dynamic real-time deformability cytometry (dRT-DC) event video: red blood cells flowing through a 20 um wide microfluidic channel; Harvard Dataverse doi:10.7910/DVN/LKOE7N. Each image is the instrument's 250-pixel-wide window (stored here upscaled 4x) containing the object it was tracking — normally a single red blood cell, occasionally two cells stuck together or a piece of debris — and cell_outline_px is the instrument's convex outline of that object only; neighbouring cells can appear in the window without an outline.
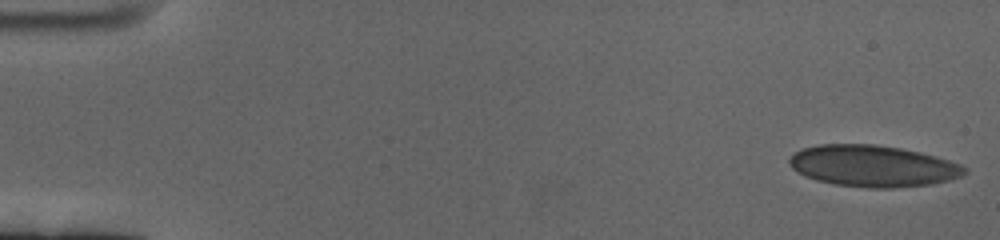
{"species": "human", "species_latin": "Homo sapiens", "temperature_condition": "cold", "stored_images_in_passage": 59, "camera_frame_rate_fps": 3000, "um_per_image_px": 0.085, "donor": {"sex": "female"}, "frame": {"image": 1, "passage_image": 1, "time_ms": 0.0, "image_size_px": [1000, 240], "cell_outline_px": [[968, 172], [964, 176], [932, 184], [892, 188], [868, 188], [836, 184], [816, 180], [792, 168], [788, 164], [788, 160], [792, 152], [804, 148], [820, 144], [872, 144], [900, 148], [920, 152], [948, 160], [960, 164], [968, 168]], "centroid_in_image_um": [74.22, 14.11], "position_along_channel_um": 10.8, "area_um2": 42.37}}
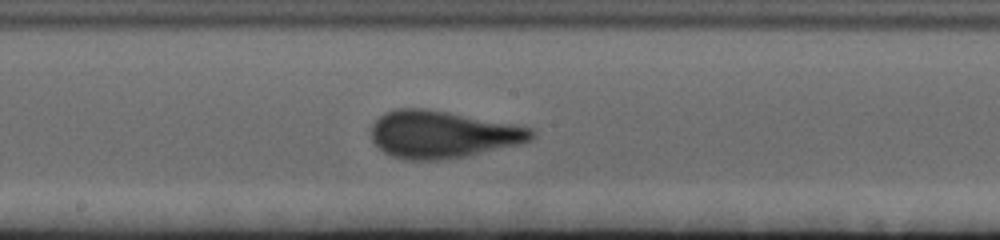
{"frame": {"image": 2, "passage_image": 32, "time_ms": 10.333, "image_size_px": [1000, 240], "cell_outline_px": [[536, 132], [532, 140], [520, 144], [464, 156], [440, 160], [404, 160], [392, 156], [376, 148], [372, 140], [372, 124], [384, 112], [392, 108], [424, 108], [448, 112], [512, 124], [532, 128]], "centroid_in_image_um": [37.57, 11.42], "position_along_channel_um": 210.6, "area_um2": 44.22}}
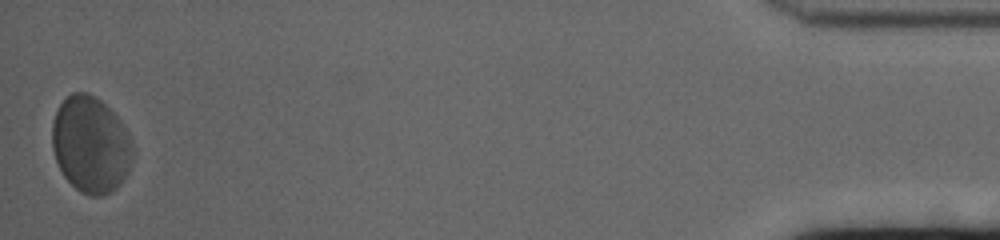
{"frame": {"image": 3, "passage_image": 59, "time_ms": 19.333, "image_size_px": [1000, 240], "cell_outline_px": [[132, 152], [128, 172], [124, 180], [112, 192], [104, 196], [88, 196], [80, 192], [64, 176], [56, 160], [52, 148], [52, 124], [56, 112], [60, 104], [72, 92], [88, 92], [96, 96], [120, 120], [128, 132], [132, 144]], "centroid_in_image_um": [7.71, 12.3], "position_along_channel_um": 427.5, "area_um2": 45.32}, "authors_computed_cell_mechanics": {"area_um2": 42.0206, "velocity_mm_per_s": 3.3418, "shape_relaxation_time_tau1_ms": 4.3498, "shape_relaxation_time_tau2_ms": null, "deformation_change_tau1": 0.1354, "deformation_change_tau2": null}}